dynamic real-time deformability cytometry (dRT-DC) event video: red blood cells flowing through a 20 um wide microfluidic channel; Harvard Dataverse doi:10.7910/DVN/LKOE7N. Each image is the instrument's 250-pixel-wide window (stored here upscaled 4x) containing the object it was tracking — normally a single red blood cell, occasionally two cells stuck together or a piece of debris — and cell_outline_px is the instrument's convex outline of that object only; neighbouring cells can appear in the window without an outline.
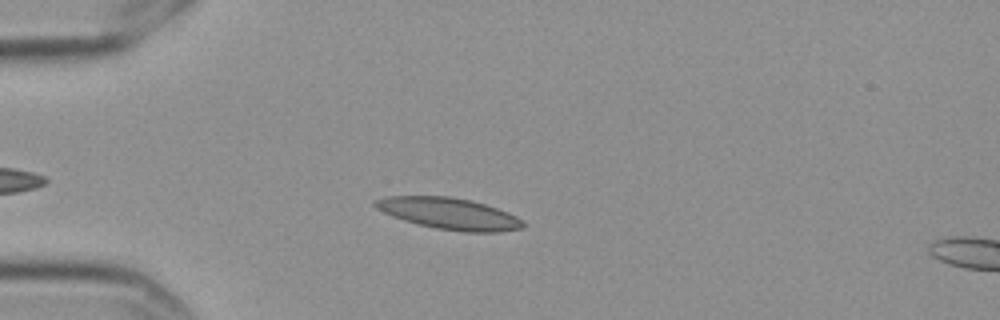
{"species": "Egyptian fruit bat (a non-hibernating species)", "species_latin": "Rousettus aegyptiacus", "temperature_condition": "cold", "stored_images_in_passage": 9, "camera_frame_rate_fps": 3000, "um_per_image_px": 0.085, "frame": {"image": 1, "passage_image": 4, "time_ms": 1.0, "image_size_px": [1000, 320], "cell_outline_px": [[524, 228], [500, 232], [464, 232], [436, 228], [416, 224], [392, 216], [376, 208], [372, 204], [372, 200], [384, 196], [452, 196], [472, 200], [508, 212], [516, 216], [524, 224]], "centroid_in_image_um": [38.14, 18.15], "position_along_channel_um": 46.9, "area_um2": 27.28}}
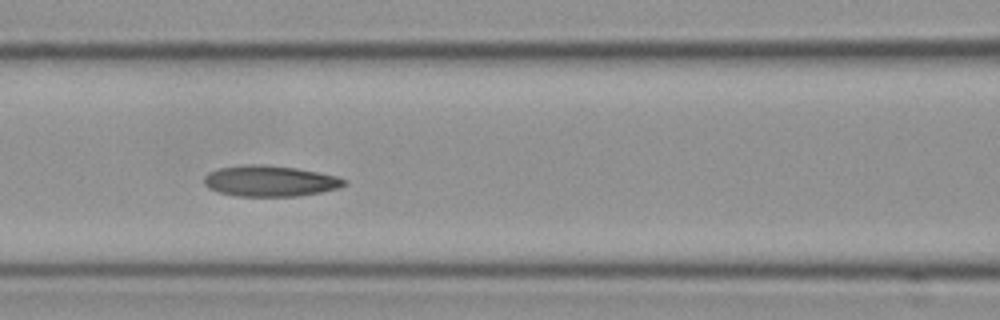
{"frame": {"image": 2, "passage_image": 7, "time_ms": 2.0, "image_size_px": [1000, 320], "cell_outline_px": [[348, 184], [340, 188], [320, 192], [296, 196], [236, 196], [220, 192], [208, 188], [204, 184], [204, 176], [208, 172], [220, 168], [244, 164], [264, 164], [296, 168], [340, 176], [348, 180]], "centroid_in_image_um": [22.99, 15.38], "position_along_channel_um": 143.6, "area_um2": 25.49}}
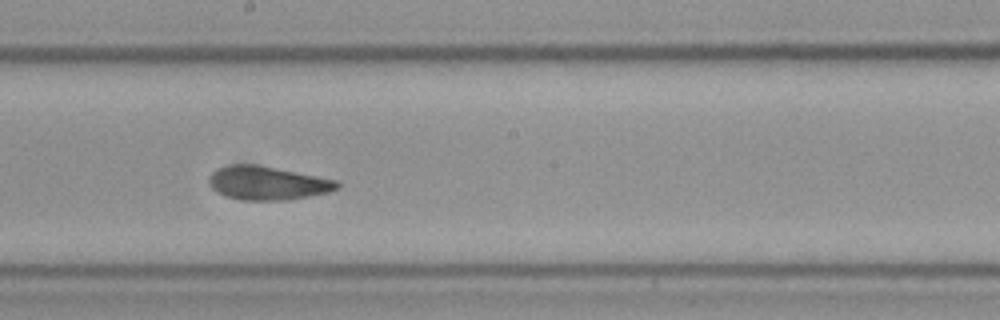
{"frame": {"image": 3, "passage_image": 9, "time_ms": 2.667, "image_size_px": [1000, 320], "cell_outline_px": [[340, 188], [328, 192], [288, 200], [244, 200], [228, 196], [216, 192], [208, 184], [208, 176], [212, 172], [220, 168], [232, 164], [256, 164], [336, 180], [340, 184]], "centroid_in_image_um": [22.72, 15.56], "position_along_channel_um": 225.5, "area_um2": 24.91}}